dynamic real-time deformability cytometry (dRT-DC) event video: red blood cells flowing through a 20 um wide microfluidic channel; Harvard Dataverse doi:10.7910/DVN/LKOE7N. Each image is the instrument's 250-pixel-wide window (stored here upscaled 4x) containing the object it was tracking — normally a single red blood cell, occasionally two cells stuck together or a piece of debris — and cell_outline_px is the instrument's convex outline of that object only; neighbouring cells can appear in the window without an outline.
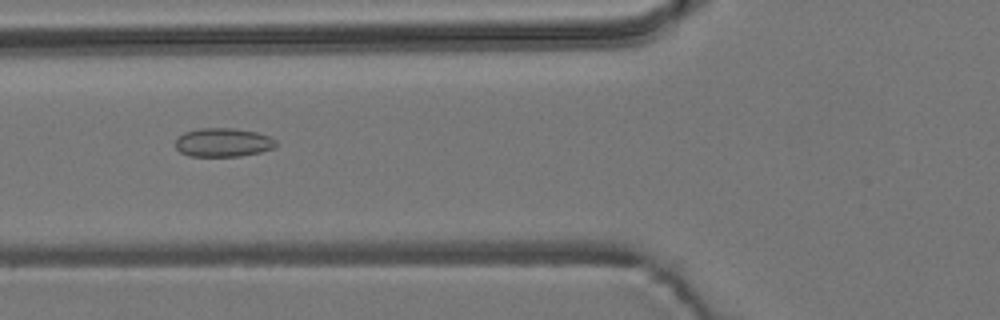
{"species": "common noctule bat (a hibernating species)", "species_latin": "Nyctalus noctula", "temperature_condition": "room temperature", "stored_images_in_passage": 55, "camera_frame_rate_fps": 3000, "um_per_image_px": 0.085, "animal": {"sex": "male", "body_mass_g": 19.2, "forearm_length_mm": 51.8}, "frame": {"image": 1, "passage_image": 21, "time_ms": 6.667, "image_size_px": [1000, 320], "cell_outline_px": [[276, 144], [272, 148], [260, 152], [240, 156], [188, 156], [180, 152], [176, 148], [176, 140], [184, 132], [200, 128], [232, 128], [256, 132], [268, 136], [276, 140]], "centroid_in_image_um": [18.94, 12.11], "position_along_channel_um": 106.9, "area_um2": 16.7}}
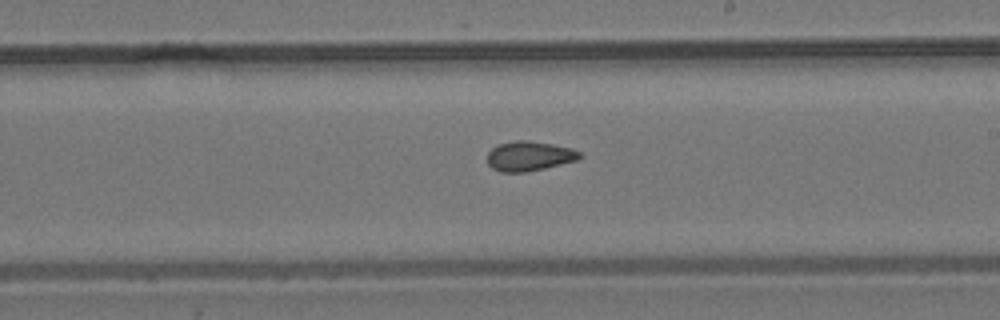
{"frame": {"image": 2, "passage_image": 32, "time_ms": 10.333, "image_size_px": [1000, 320], "cell_outline_px": [[580, 156], [576, 160], [544, 168], [524, 172], [500, 172], [492, 168], [488, 164], [488, 152], [492, 148], [500, 144], [516, 140], [528, 140], [552, 144], [572, 148], [580, 152]], "centroid_in_image_um": [44.96, 13.26], "position_along_channel_um": 244.0, "area_um2": 15.78}}
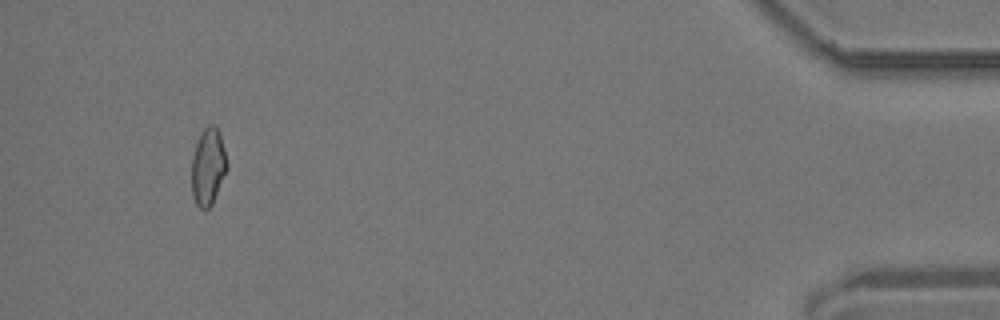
{"frame": {"image": 3, "passage_image": 52, "time_ms": 17.0, "image_size_px": [1000, 320], "cell_outline_px": [[228, 168], [212, 204], [208, 208], [200, 208], [196, 204], [192, 196], [192, 156], [196, 144], [204, 128], [212, 124], [216, 124], [220, 132], [228, 164]], "centroid_in_image_um": [17.7, 14.15], "position_along_channel_um": 417.5, "area_um2": 15.9}, "authors_computed_cell_mechanics": {"area_um2": 16.2996, "velocity_mm_per_s": 3.7313, "shape_relaxation_time_tau1_ms": null, "shape_relaxation_time_tau2_ms": 2.8375, "deformation_change_tau1": null, "deformation_change_tau2": 0.0876}}